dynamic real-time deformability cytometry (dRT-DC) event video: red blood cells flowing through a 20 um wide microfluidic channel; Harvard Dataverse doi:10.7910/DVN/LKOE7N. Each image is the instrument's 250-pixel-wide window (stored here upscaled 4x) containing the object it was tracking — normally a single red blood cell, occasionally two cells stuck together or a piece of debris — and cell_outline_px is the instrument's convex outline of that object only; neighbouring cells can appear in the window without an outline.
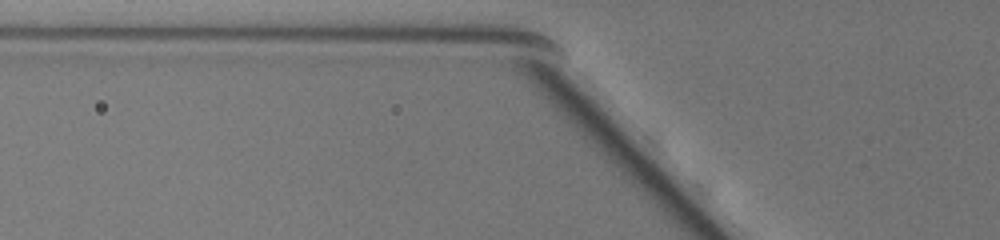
{"species": "common noctule bat (a hibernating species)", "species_latin": "Nyctalus noctula", "temperature_condition": "warm", "stored_images_in_passage": 2, "camera_frame_rate_fps": 3000, "um_per_image_px": 0.085, "animal": {"sex": "female", "body_mass_g": 19.5, "forearm_length_mm": 54.1}, "frame": {"image": 1, "passage_image": 2, "time_ms": 0.333, "image_size_px": [1000, 240], "cell_outline_px": [[748, 124], [740, 124], [680, 68], [668, 44], [668, 32], [672, 28], [684, 28], [736, 88], [748, 120]], "centroid_in_image_um": [59.98, 6.22], "position_along_channel_um": 65.8, "area_um2": 19.54}}